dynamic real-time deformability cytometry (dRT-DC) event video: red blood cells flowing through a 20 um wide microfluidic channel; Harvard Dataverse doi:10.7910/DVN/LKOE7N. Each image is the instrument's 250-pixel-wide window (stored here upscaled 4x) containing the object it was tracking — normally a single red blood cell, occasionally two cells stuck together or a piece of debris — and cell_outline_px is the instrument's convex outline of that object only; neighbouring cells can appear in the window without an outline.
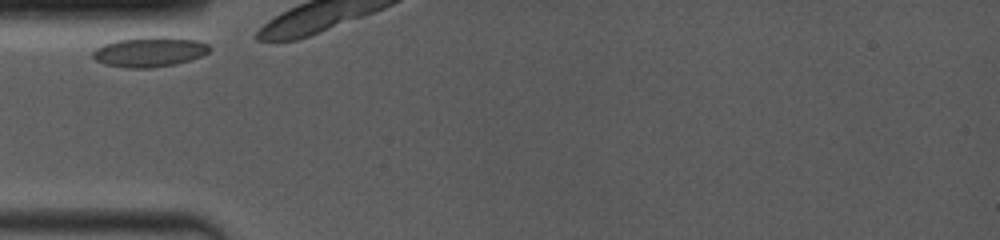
{"species": "common noctule bat (a hibernating species)", "species_latin": "Nyctalus noctula", "temperature_condition": "room temperature", "stored_images_in_passage": 7, "camera_frame_rate_fps": 4000, "um_per_image_px": 0.085, "animal": {"sex": "female", "body_mass_g": 19.0, "forearm_length_mm": 53.3}, "frame": {"image": 1, "passage_image": 1, "time_ms": 0.0, "image_size_px": [1000, 240], "cell_outline_px": [[212, 48], [208, 52], [200, 56], [176, 64], [148, 68], [128, 68], [108, 64], [96, 60], [92, 56], [92, 52], [96, 48], [104, 44], [116, 40], [144, 36], [168, 36], [196, 40], [208, 44]], "centroid_in_image_um": [12.72, 4.38], "position_along_channel_um": 72.3, "area_um2": 20.4}}
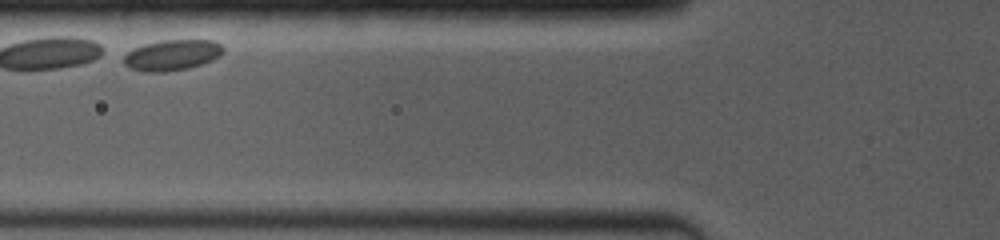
{"frame": {"image": 2, "passage_image": 5, "time_ms": 2.0, "image_size_px": [1000, 240], "cell_outline_px": [[224, 52], [220, 56], [212, 60], [188, 68], [164, 72], [144, 72], [128, 68], [124, 64], [124, 56], [132, 48], [144, 44], [164, 40], [212, 40], [220, 44], [224, 48]], "centroid_in_image_um": [14.61, 4.68], "position_along_channel_um": 111.2, "area_um2": 17.86}}